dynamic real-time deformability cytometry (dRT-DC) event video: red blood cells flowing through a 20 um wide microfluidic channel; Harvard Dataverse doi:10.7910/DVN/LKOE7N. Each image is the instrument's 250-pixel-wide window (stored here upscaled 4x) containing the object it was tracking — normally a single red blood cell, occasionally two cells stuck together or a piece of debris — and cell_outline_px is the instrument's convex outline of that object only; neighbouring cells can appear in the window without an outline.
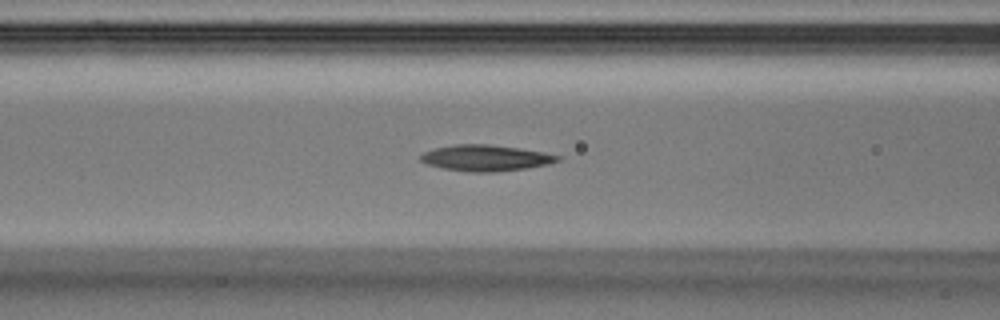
{"species": "Egyptian fruit bat (a non-hibernating species)", "species_latin": "Rousettus aegyptiacus", "temperature_condition": "warm", "stored_images_in_passage": 35, "camera_frame_rate_fps": 3000, "um_per_image_px": 0.085, "animal": {"sex": "male"}, "frame": {"image": 1, "passage_image": 11, "time_ms": 3.333, "image_size_px": [1000, 320], "cell_outline_px": [[560, 160], [548, 164], [524, 168], [496, 172], [468, 172], [444, 168], [428, 164], [420, 160], [420, 156], [424, 152], [432, 148], [452, 144], [488, 144], [520, 148], [544, 152], [560, 156]], "centroid_in_image_um": [41.26, 13.41], "position_along_channel_um": 125.3, "area_um2": 20.81}}
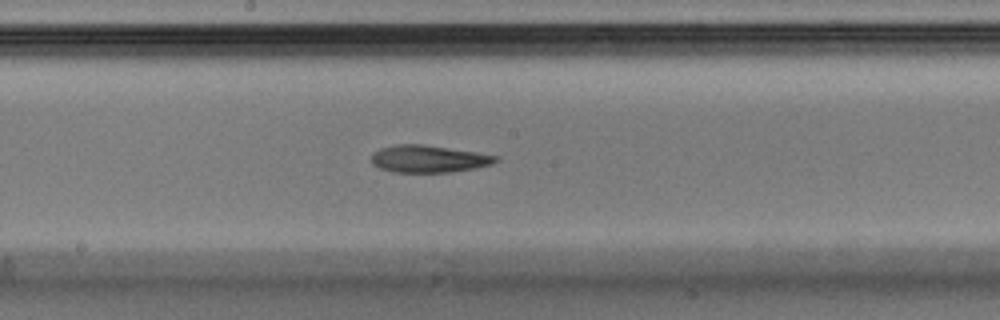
{"frame": {"image": 2, "passage_image": 16, "time_ms": 5.0, "image_size_px": [1000, 320], "cell_outline_px": [[500, 160], [492, 164], [476, 168], [448, 172], [392, 172], [380, 168], [372, 164], [372, 152], [380, 148], [396, 144], [424, 144], [476, 152], [500, 156]], "centroid_in_image_um": [36.44, 13.5], "position_along_channel_um": 211.8, "area_um2": 19.88}}
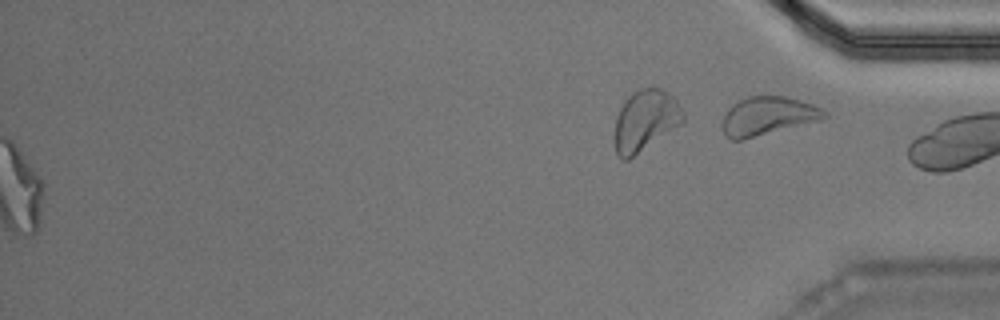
{"frame": {"image": 3, "passage_image": 35, "time_ms": 11.333, "image_size_px": [1000, 320], "cell_outline_px": [[828, 116], [824, 120], [744, 140], [728, 140], [724, 136], [720, 128], [720, 124], [728, 108], [732, 104], [748, 96], [784, 96], [800, 100], [824, 108], [828, 112]], "centroid_in_image_um": [65.27, 9.89], "position_along_channel_um": 369.9, "area_um2": 23.7}}